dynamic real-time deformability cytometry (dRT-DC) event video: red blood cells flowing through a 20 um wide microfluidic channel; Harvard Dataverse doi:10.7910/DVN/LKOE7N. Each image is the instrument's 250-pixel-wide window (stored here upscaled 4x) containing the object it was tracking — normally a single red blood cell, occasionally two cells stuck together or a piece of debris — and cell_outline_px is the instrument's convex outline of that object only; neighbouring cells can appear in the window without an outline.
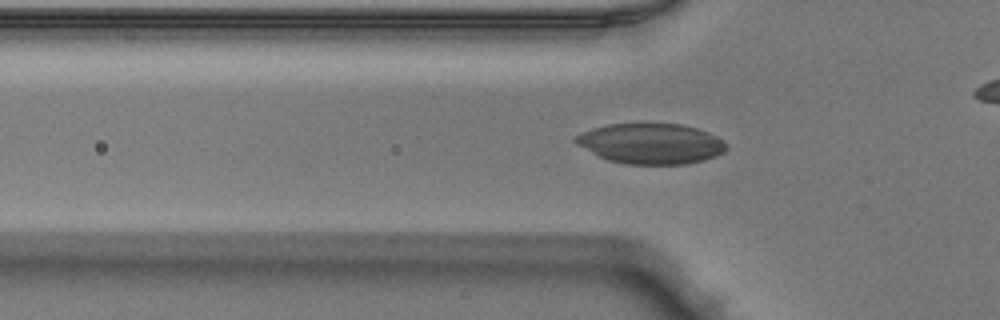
{"species": "Egyptian fruit bat (a non-hibernating species)", "species_latin": "Rousettus aegyptiacus", "temperature_condition": "warm", "stored_images_in_passage": 29, "camera_frame_rate_fps": 3000, "um_per_image_px": 0.085, "animal": {"sex": "male"}, "frame": {"image": 1, "passage_image": 4, "time_ms": 1.0, "image_size_px": [1000, 320], "cell_outline_px": [[728, 148], [724, 152], [716, 156], [704, 160], [684, 164], [624, 164], [608, 160], [576, 144], [572, 140], [576, 136], [592, 128], [608, 124], [684, 124], [708, 132], [716, 136], [728, 144]], "centroid_in_image_um": [55.36, 12.21], "position_along_channel_um": 70.4, "area_um2": 35.43}}
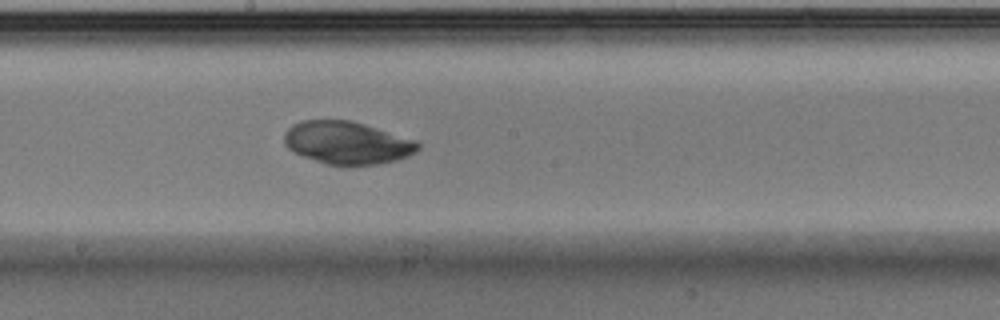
{"frame": {"image": 2, "passage_image": 15, "time_ms": 4.667, "image_size_px": [1000, 320], "cell_outline_px": [[420, 148], [416, 152], [408, 156], [396, 160], [376, 164], [352, 168], [348, 168], [328, 164], [304, 156], [288, 148], [284, 144], [284, 132], [292, 124], [300, 120], [352, 120], [416, 140], [420, 144]], "centroid_in_image_um": [29.51, 12.15], "position_along_channel_um": 218.7, "area_um2": 33.76}}
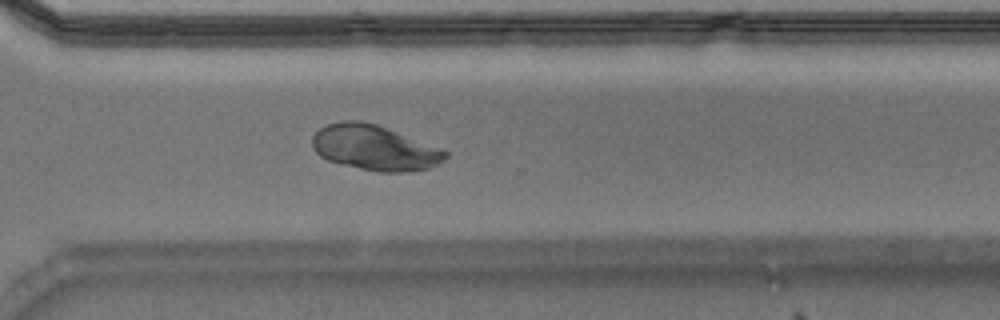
{"frame": {"image": 3, "passage_image": 24, "time_ms": 7.667, "image_size_px": [1000, 320], "cell_outline_px": [[448, 156], [436, 164], [428, 168], [400, 172], [376, 172], [340, 164], [328, 160], [320, 156], [312, 148], [312, 136], [320, 128], [328, 124], [340, 120], [360, 120], [376, 124], [448, 152]], "centroid_in_image_um": [31.75, 12.56], "position_along_channel_um": 338.8, "area_um2": 34.62}}